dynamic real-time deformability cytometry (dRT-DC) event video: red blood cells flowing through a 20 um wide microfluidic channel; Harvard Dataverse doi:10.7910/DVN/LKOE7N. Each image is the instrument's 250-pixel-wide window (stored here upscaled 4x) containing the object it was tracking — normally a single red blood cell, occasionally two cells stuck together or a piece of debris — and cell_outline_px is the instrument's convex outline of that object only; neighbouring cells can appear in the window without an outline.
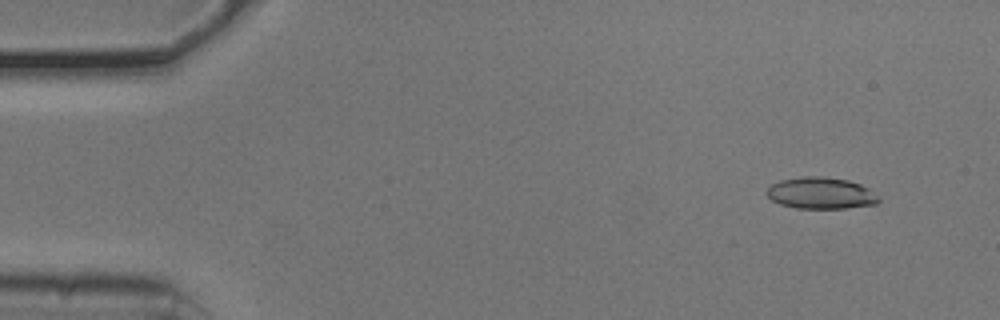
{"species": "common noctule bat (a hibernating species)", "species_latin": "Nyctalus noctula", "temperature_condition": "cold", "stored_images_in_passage": 15, "camera_frame_rate_fps": 3000, "um_per_image_px": 0.085, "animal": {"sex": "male", "body_mass_g": 20.5, "forearm_length_mm": 52.5}, "frame": {"image": 1, "passage_image": 5, "time_ms": 1.333, "image_size_px": [1000, 320], "cell_outline_px": [[880, 200], [876, 204], [844, 208], [796, 208], [780, 204], [772, 200], [764, 192], [772, 184], [780, 180], [804, 176], [820, 176], [848, 180], [860, 184], [868, 188], [880, 196]], "centroid_in_image_um": [69.78, 16.41], "position_along_channel_um": 15.2, "area_um2": 20.63}}
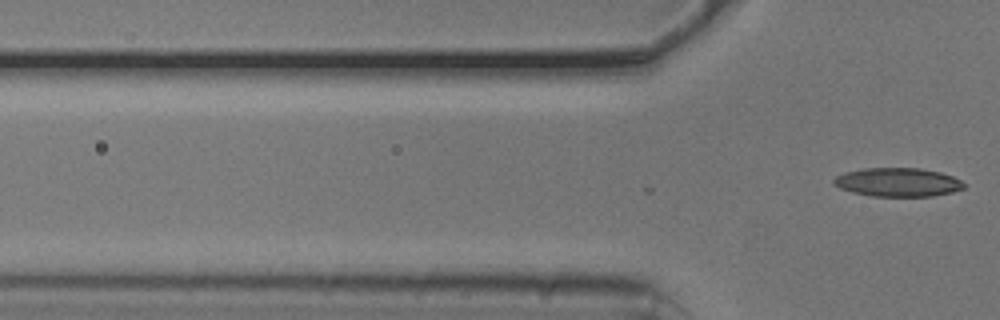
{"frame": {"image": 2, "passage_image": 15, "time_ms": 4.667, "image_size_px": [1000, 320], "cell_outline_px": [[964, 188], [952, 192], [932, 196], [872, 196], [852, 192], [840, 188], [832, 184], [832, 180], [836, 176], [844, 172], [864, 168], [920, 168], [940, 172], [952, 176], [960, 180], [964, 184]], "centroid_in_image_um": [76.28, 15.48], "position_along_channel_um": 49.5, "area_um2": 21.79}}